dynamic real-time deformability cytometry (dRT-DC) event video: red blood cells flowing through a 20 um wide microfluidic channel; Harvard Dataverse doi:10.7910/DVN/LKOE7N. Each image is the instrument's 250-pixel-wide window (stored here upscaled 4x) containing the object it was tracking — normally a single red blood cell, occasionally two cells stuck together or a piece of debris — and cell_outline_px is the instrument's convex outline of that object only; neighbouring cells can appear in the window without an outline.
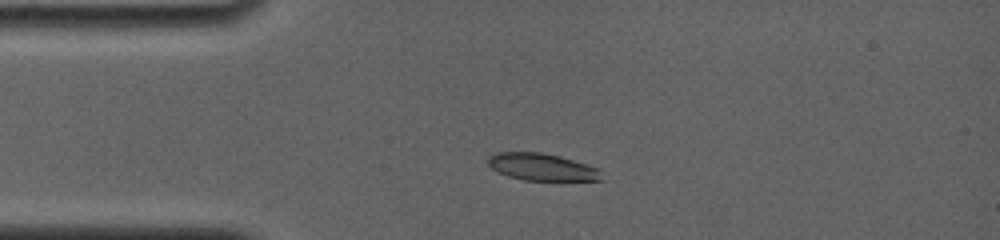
{"species": "common noctule bat (a hibernating species)", "species_latin": "Nyctalus noctula", "temperature_condition": "room temperature", "stored_images_in_passage": 17, "camera_frame_rate_fps": 4000, "um_per_image_px": 0.085, "animal": {"sex": "female", "body_mass_g": 19.0, "forearm_length_mm": 56.7}, "frame": {"image": 1, "passage_image": 4, "time_ms": 2.25, "image_size_px": [1000, 240], "cell_outline_px": [[604, 180], [524, 180], [508, 176], [496, 172], [488, 164], [488, 156], [496, 152], [540, 152], [560, 156], [588, 164], [600, 168]], "centroid_in_image_um": [46.08, 14.19], "position_along_channel_um": 38.9, "area_um2": 18.15}}
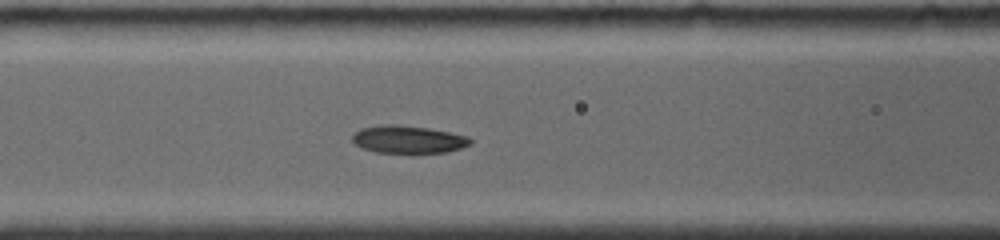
{"frame": {"image": 2, "passage_image": 11, "time_ms": 5.25, "image_size_px": [1000, 240], "cell_outline_px": [[472, 144], [448, 152], [376, 152], [360, 148], [352, 140], [352, 136], [360, 128], [388, 124], [428, 128], [468, 136], [472, 140]], "centroid_in_image_um": [34.7, 11.85], "position_along_channel_um": 131.9, "area_um2": 18.73}}
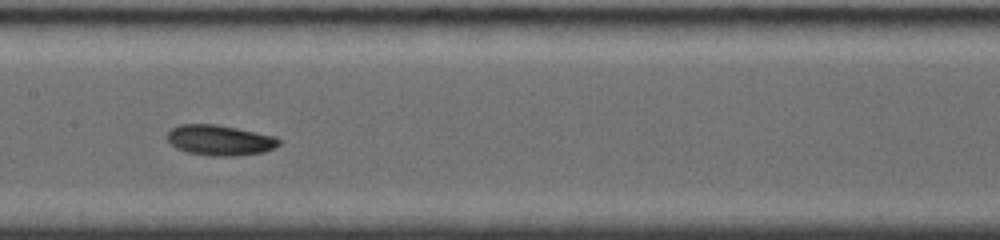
{"frame": {"image": 3, "passage_image": 15, "time_ms": 6.75, "image_size_px": [1000, 240], "cell_outline_px": [[280, 144], [264, 152], [236, 156], [212, 156], [188, 152], [176, 148], [168, 140], [168, 132], [172, 128], [180, 124], [216, 124], [276, 136], [280, 140]], "centroid_in_image_um": [18.7, 11.91], "position_along_channel_um": 188.7, "area_um2": 19.71}}